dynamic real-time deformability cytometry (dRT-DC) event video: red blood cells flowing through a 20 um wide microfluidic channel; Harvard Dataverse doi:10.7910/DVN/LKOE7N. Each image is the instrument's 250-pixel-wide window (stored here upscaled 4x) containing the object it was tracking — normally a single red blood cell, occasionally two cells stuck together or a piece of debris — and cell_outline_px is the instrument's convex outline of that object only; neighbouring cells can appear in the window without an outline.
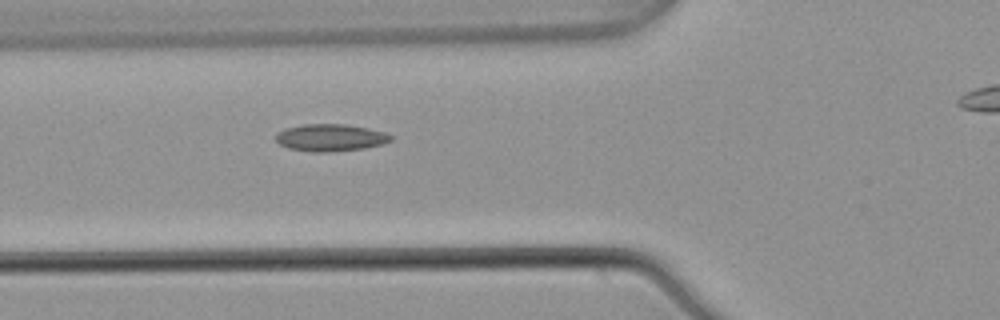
{"species": "common noctule bat (a hibernating species)", "species_latin": "Nyctalus noctula", "temperature_condition": "warm", "stored_images_in_passage": 6, "segment_of_instrument_passage": [1, 2], "camera_frame_rate_fps": 3000, "um_per_image_px": 0.085, "animal": {"sex": "male", "body_mass_g": 21.5, "forearm_length_mm": 52.0}, "frame": {"image": 1, "passage_image": 5, "time_ms": 1.333, "image_size_px": [1000, 320], "cell_outline_px": [[392, 140], [384, 144], [364, 148], [324, 152], [312, 152], [288, 148], [280, 144], [276, 140], [276, 132], [284, 128], [304, 124], [348, 124], [368, 128], [384, 132], [392, 136]], "centroid_in_image_um": [28.08, 11.69], "position_along_channel_um": 97.7, "area_um2": 18.26}}